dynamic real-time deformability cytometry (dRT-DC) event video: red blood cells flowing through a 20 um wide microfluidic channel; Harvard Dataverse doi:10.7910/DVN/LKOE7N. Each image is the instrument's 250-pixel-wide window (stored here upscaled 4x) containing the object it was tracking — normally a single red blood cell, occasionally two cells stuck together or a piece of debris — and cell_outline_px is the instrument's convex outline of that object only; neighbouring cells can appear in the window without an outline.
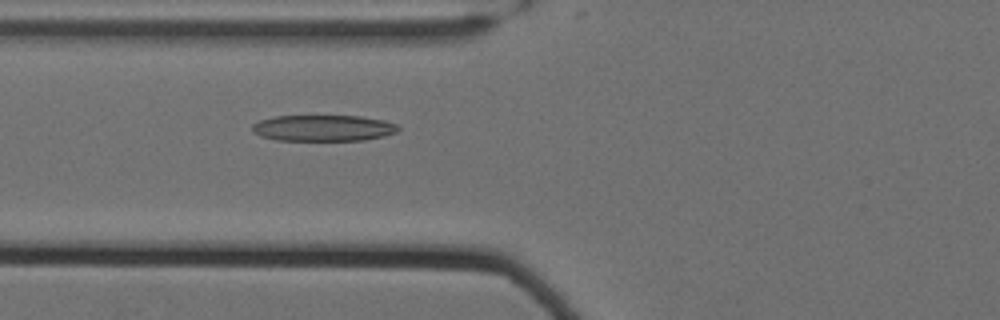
{"species": "Egyptian fruit bat (a non-hibernating species)", "species_latin": "Rousettus aegyptiacus", "temperature_condition": "cold", "stored_images_in_passage": 50, "camera_frame_rate_fps": 3000, "um_per_image_px": 0.085, "animal": {"sex": "female"}, "frame": {"image": 1, "passage_image": 15, "time_ms": 4.667, "image_size_px": [1000, 320], "cell_outline_px": [[400, 128], [396, 132], [384, 136], [364, 140], [276, 140], [260, 136], [252, 128], [252, 124], [260, 120], [276, 116], [360, 116], [384, 120], [396, 124]], "centroid_in_image_um": [27.5, 10.88], "position_along_channel_um": 98.3, "area_um2": 22.14}}
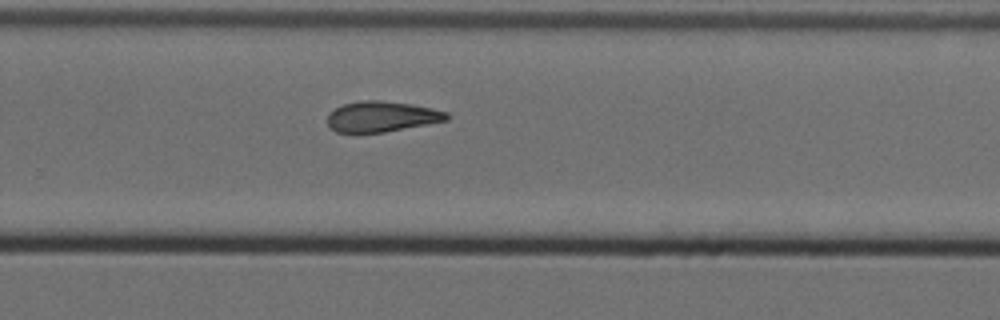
{"frame": {"image": 2, "passage_image": 32, "time_ms": 10.333, "image_size_px": [1000, 320], "cell_outline_px": [[448, 120], [384, 132], [336, 132], [328, 124], [328, 112], [344, 104], [360, 100], [380, 100], [412, 104], [432, 108], [448, 112]], "centroid_in_image_um": [32.44, 9.89], "position_along_channel_um": 297.4, "area_um2": 21.1}}
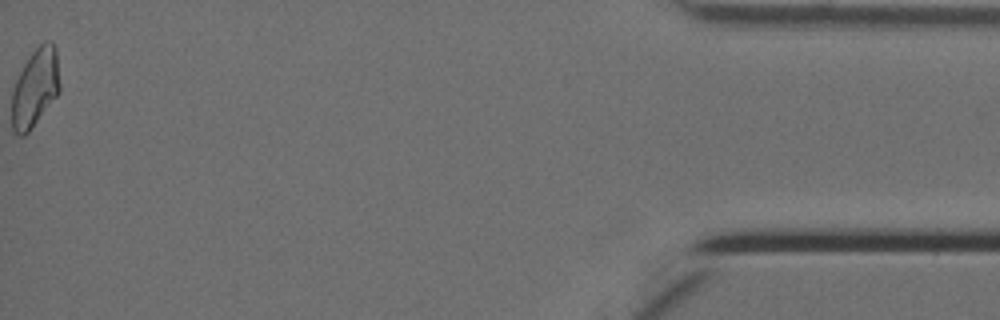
{"frame": {"image": 3, "passage_image": 50, "time_ms": 16.333, "image_size_px": [1000, 320], "cell_outline_px": [[60, 92], [28, 132], [24, 136], [20, 136], [12, 132], [12, 88], [24, 64], [32, 52], [44, 40], [52, 40], [56, 48], [60, 84]], "centroid_in_image_um": [2.99, 7.45], "position_along_channel_um": 432.2, "area_um2": 22.02}, "authors_computed_cell_mechanics": {"area_um2": 22.0218, "velocity_mm_per_s": 3.5079, "shape_relaxation_time_tau1_ms": null, "shape_relaxation_time_tau2_ms": 7.4049, "deformation_change_tau1": null, "deformation_change_tau2": 0.1698}}